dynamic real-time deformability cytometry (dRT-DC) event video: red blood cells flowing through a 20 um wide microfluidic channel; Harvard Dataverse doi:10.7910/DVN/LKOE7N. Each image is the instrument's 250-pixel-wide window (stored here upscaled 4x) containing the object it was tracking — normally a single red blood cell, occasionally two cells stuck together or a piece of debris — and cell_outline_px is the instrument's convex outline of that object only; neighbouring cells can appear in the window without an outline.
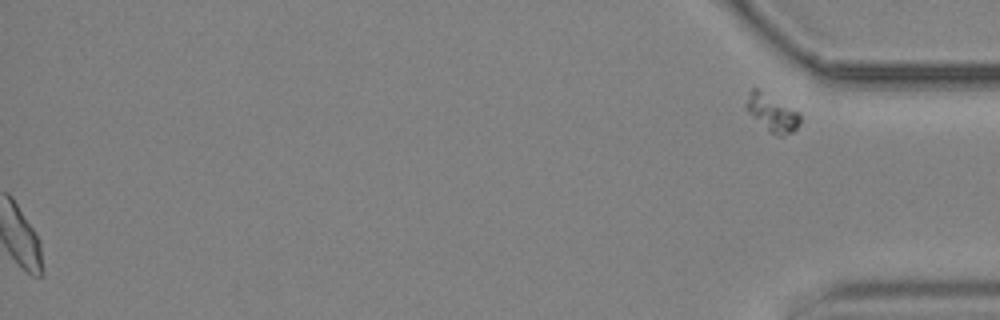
{"species": "common noctule bat (a hibernating species)", "species_latin": "Nyctalus noctula", "temperature_condition": "cold", "stored_images_in_passage": 56, "segment_of_instrument_passage": [2, 2], "camera_frame_rate_fps": 3000, "um_per_image_px": 0.085, "animal": {"sex": "male", "body_mass_g": 19.2, "forearm_length_mm": 51.8}, "frame": {"image": 1, "passage_image": 56, "time_ms": 18.333, "image_size_px": [1000, 320], "cell_outline_px": [[800, 124], [792, 132], [780, 136], [776, 136], [768, 132], [744, 108], [744, 104], [748, 92], [752, 88], [756, 88], [796, 112], [800, 116]], "centroid_in_image_um": [65.55, 9.63], "position_along_channel_um": 369.6, "area_um2": 11.33}}